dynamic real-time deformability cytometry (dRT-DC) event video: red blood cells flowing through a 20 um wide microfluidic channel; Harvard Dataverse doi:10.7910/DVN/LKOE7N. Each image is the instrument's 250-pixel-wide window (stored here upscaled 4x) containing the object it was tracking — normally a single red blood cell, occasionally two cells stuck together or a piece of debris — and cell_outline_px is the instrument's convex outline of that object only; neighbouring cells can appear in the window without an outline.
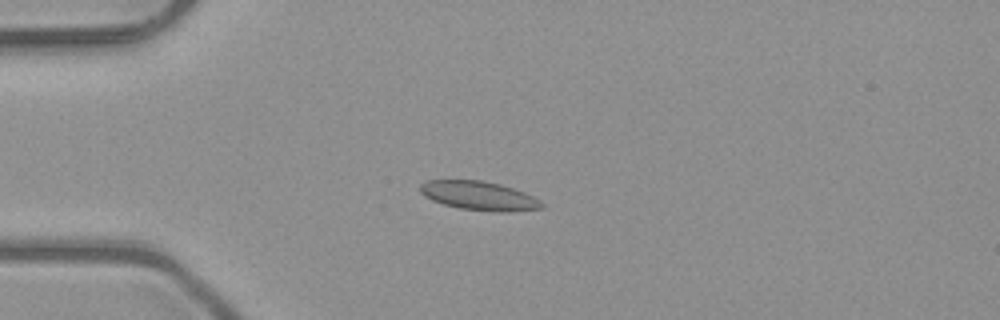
{"species": "common noctule bat (a hibernating species)", "species_latin": "Nyctalus noctula", "temperature_condition": "room temperature", "stored_images_in_passage": 6, "camera_frame_rate_fps": 3000, "um_per_image_px": 0.085, "animal": {"sex": "male", "body_mass_g": 23.1, "forearm_length_mm": 52.7}, "frame": {"image": 1, "passage_image": 4, "time_ms": 1.0, "image_size_px": [1000, 320], "cell_outline_px": [[544, 208], [508, 212], [500, 212], [460, 208], [444, 204], [432, 200], [424, 196], [420, 192], [420, 184], [428, 180], [480, 180], [500, 184], [524, 192], [540, 200], [544, 204]], "centroid_in_image_um": [40.73, 16.64], "position_along_channel_um": 44.3, "area_um2": 20.4}}
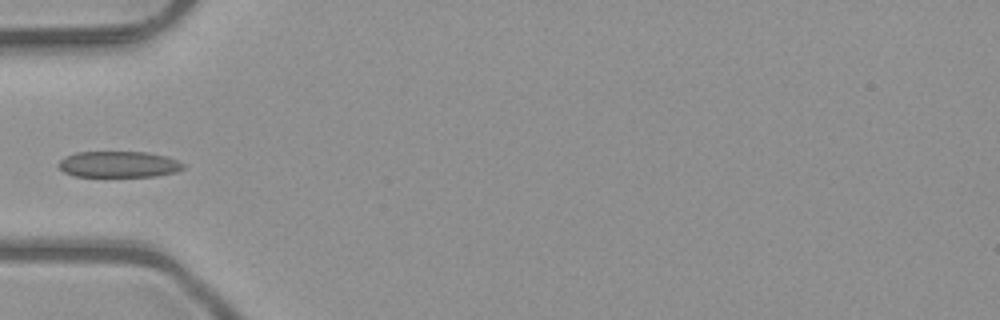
{"frame": {"image": 2, "passage_image": 5, "time_ms": 1.333, "image_size_px": [1000, 320], "cell_outline_px": [[184, 168], [176, 172], [156, 176], [72, 176], [64, 172], [56, 164], [60, 160], [76, 152], [148, 152], [168, 156], [184, 164]], "centroid_in_image_um": [10.1, 13.96], "position_along_channel_um": 74.9, "area_um2": 19.02}}
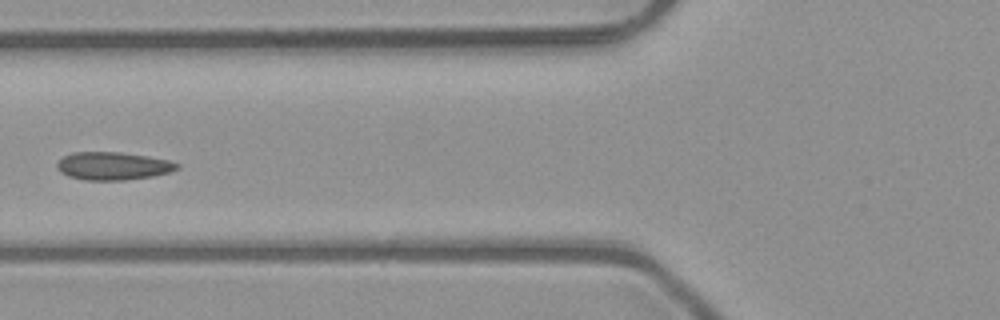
{"frame": {"image": 3, "passage_image": 6, "time_ms": 1.667, "image_size_px": [1000, 320], "cell_outline_px": [[180, 168], [168, 172], [152, 176], [124, 180], [84, 180], [68, 176], [60, 172], [56, 168], [56, 164], [64, 156], [72, 152], [120, 152], [148, 156], [168, 160], [180, 164]], "centroid_in_image_um": [9.59, 14.1], "position_along_channel_um": 116.2, "area_um2": 19.54}}